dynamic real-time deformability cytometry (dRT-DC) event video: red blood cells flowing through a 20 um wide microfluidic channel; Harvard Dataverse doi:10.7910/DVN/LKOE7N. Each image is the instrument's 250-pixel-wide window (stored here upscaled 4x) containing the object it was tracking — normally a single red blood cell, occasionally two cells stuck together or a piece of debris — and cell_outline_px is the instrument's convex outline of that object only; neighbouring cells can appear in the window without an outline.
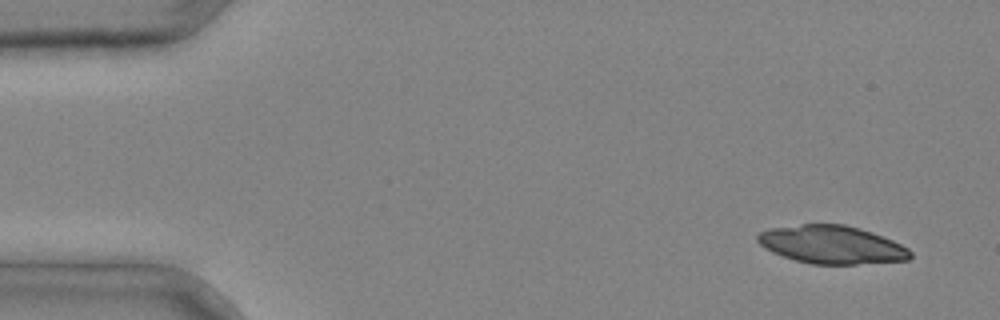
{"species": "common noctule bat (a hibernating species)", "species_latin": "Nyctalus noctula", "temperature_condition": "cold", "stored_images_in_passage": 3, "camera_frame_rate_fps": 3000, "um_per_image_px": 0.085, "animal": {"sex": "male", "body_mass_g": 20.4}, "frame": {"image": 1, "passage_image": 1, "time_ms": 0.0, "image_size_px": [1000, 320], "cell_outline_px": [[912, 256], [908, 260], [856, 264], [812, 264], [796, 260], [772, 252], [760, 244], [756, 240], [756, 236], [760, 232], [768, 228], [800, 224], [844, 224], [860, 228], [872, 232], [892, 240], [908, 248], [912, 252]], "centroid_in_image_um": [70.69, 20.79], "position_along_channel_um": 14.3, "area_um2": 33.87}}